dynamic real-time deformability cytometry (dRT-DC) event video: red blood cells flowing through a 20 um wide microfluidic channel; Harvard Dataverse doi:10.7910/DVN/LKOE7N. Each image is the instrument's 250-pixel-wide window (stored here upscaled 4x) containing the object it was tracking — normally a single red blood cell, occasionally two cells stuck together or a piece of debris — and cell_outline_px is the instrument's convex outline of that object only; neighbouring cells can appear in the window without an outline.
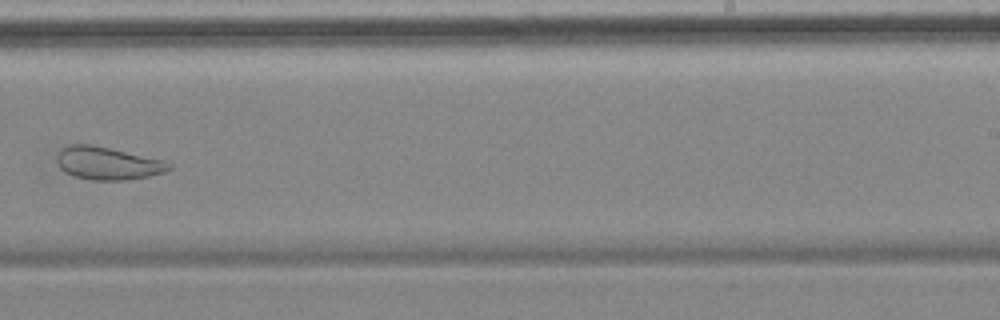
{"species": "common noctule bat (a hibernating species)", "species_latin": "Nyctalus noctula", "temperature_condition": "cold", "stored_images_in_passage": 16, "camera_frame_rate_fps": 3000, "um_per_image_px": 0.085, "animal": {"sex": "female", "body_mass_g": 18.4}, "frame": {"image": 1, "passage_image": 10, "time_ms": 11.667, "image_size_px": [1000, 320], "cell_outline_px": [[172, 168], [164, 172], [148, 176], [124, 180], [92, 180], [72, 176], [64, 172], [56, 164], [56, 156], [64, 148], [72, 144], [92, 144], [164, 160], [172, 164]], "centroid_in_image_um": [9.14, 13.88], "position_along_channel_um": 279.9, "area_um2": 21.44}}
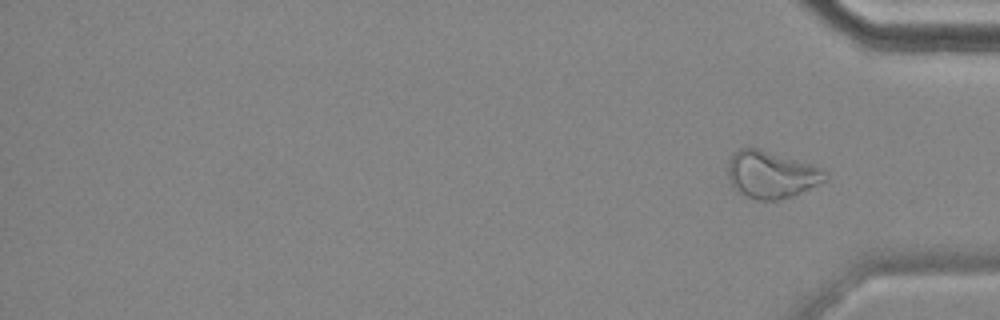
{"frame": {"image": 2, "passage_image": 16, "time_ms": 19.667, "image_size_px": [1000, 320], "cell_outline_px": [[828, 180], [792, 196], [776, 200], [756, 200], [744, 196], [736, 192], [732, 188], [728, 176], [728, 160], [732, 152], [740, 148], [756, 148], [812, 164], [824, 168], [828, 172]], "centroid_in_image_um": [65.55, 14.85], "position_along_channel_um": 369.6, "area_um2": 27.11}}